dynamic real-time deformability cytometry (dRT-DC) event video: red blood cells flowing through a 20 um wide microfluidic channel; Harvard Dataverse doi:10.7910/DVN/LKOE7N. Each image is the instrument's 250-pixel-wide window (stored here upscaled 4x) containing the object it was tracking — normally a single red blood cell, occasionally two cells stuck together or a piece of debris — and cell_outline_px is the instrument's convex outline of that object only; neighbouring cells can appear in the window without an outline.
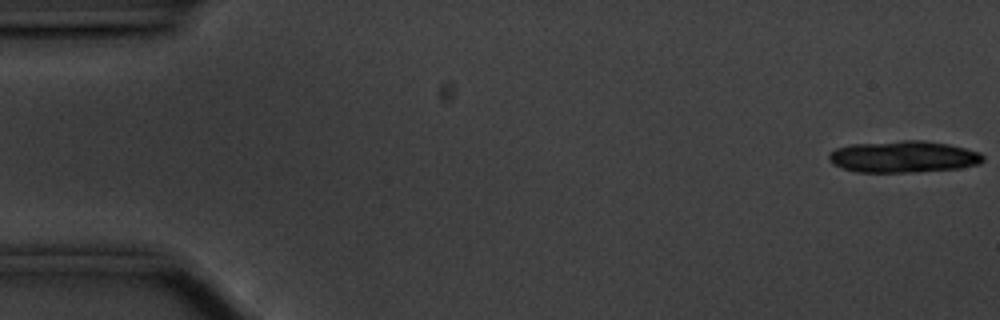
{"species": "common noctule bat (a hibernating species)", "species_latin": "Nyctalus noctula", "temperature_condition": "cold", "stored_images_in_passage": 15, "camera_frame_rate_fps": 3000, "um_per_image_px": 0.085, "animal": {"sex": "male", "body_mass_g": 20.1, "forearm_length_mm": 53.5}, "frame": {"image": 1, "passage_image": 1, "time_ms": 0.0, "image_size_px": [1000, 320], "cell_outline_px": [[984, 160], [980, 164], [960, 168], [916, 172], [856, 172], [832, 164], [828, 160], [828, 152], [836, 148], [852, 144], [904, 140], [920, 140], [948, 144], [980, 152], [984, 156]], "centroid_in_image_um": [76.78, 13.32], "position_along_channel_um": 8.2, "area_um2": 28.61}}